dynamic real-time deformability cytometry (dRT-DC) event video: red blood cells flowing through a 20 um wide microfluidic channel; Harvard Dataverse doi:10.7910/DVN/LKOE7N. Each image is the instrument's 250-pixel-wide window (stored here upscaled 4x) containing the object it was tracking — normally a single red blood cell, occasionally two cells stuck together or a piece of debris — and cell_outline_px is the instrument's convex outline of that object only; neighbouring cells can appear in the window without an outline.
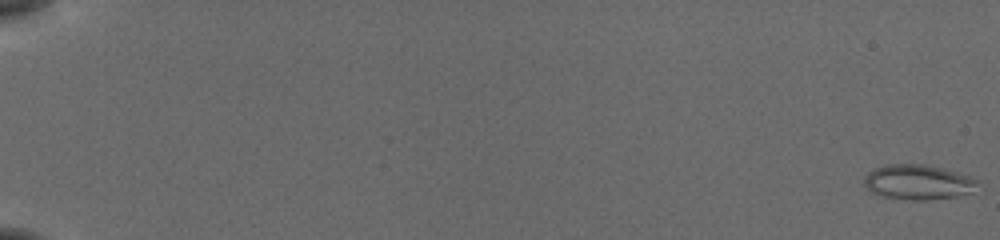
{"species": "common noctule bat (a hibernating species)", "species_latin": "Nyctalus noctula", "temperature_condition": "cold", "stored_images_in_passage": 53, "camera_frame_rate_fps": 3000, "um_per_image_px": 0.085, "animal": {"sex": "female", "body_mass_g": 19.5, "forearm_length_mm": 54.1}, "frame": {"image": 1, "passage_image": 1, "time_ms": 0.0, "image_size_px": [1000, 240], "cell_outline_px": [[976, 180], [968, 192], [956, 196], [928, 200], [912, 200], [884, 196], [872, 192], [864, 184], [864, 176], [868, 172], [876, 168], [888, 164], [920, 164], [940, 168], [968, 176]], "centroid_in_image_um": [77.93, 15.48], "position_along_channel_um": 7.1, "area_um2": 22.25}}
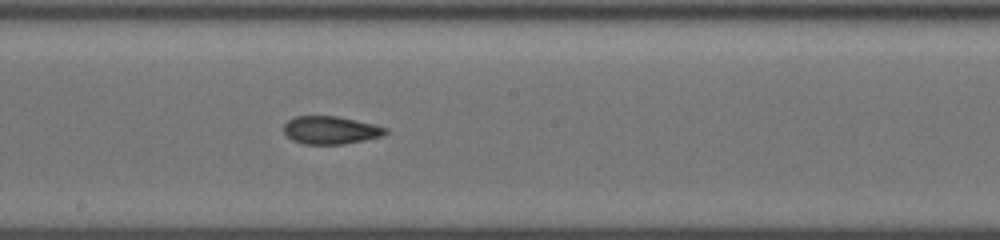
{"frame": {"image": 2, "passage_image": 34, "time_ms": 11.0, "image_size_px": [1000, 240], "cell_outline_px": [[388, 132], [380, 136], [364, 140], [344, 144], [304, 144], [292, 140], [284, 132], [284, 124], [288, 120], [296, 116], [336, 116], [356, 120], [388, 128]], "centroid_in_image_um": [28.09, 11.06], "position_along_channel_um": 220.1, "area_um2": 16.42}}
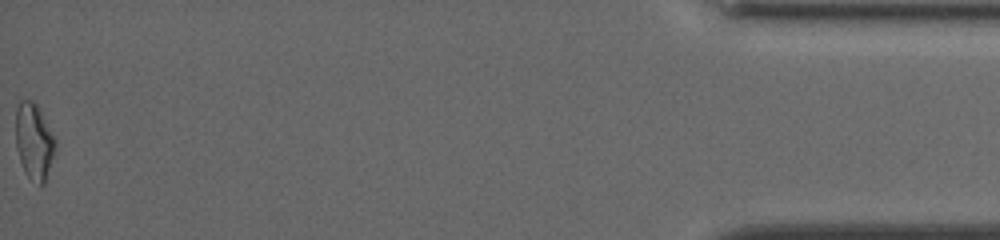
{"frame": {"image": 3, "passage_image": 53, "time_ms": 17.333, "image_size_px": [1000, 240], "cell_outline_px": [[56, 144], [44, 184], [40, 184], [28, 176], [24, 172], [16, 148], [16, 108], [20, 100], [32, 100], [36, 104], [56, 140]], "centroid_in_image_um": [2.87, 11.99], "position_along_channel_um": 432.3, "area_um2": 17.17}, "authors_computed_cell_mechanics": {"area_um2": 17.1666, "velocity_mm_per_s": 3.8309, "shape_relaxation_time_tau1_ms": 5.8825, "shape_relaxation_time_tau2_ms": 1.7444, "deformation_change_tau1": 0.1376, "deformation_change_tau2": 0.0755}}